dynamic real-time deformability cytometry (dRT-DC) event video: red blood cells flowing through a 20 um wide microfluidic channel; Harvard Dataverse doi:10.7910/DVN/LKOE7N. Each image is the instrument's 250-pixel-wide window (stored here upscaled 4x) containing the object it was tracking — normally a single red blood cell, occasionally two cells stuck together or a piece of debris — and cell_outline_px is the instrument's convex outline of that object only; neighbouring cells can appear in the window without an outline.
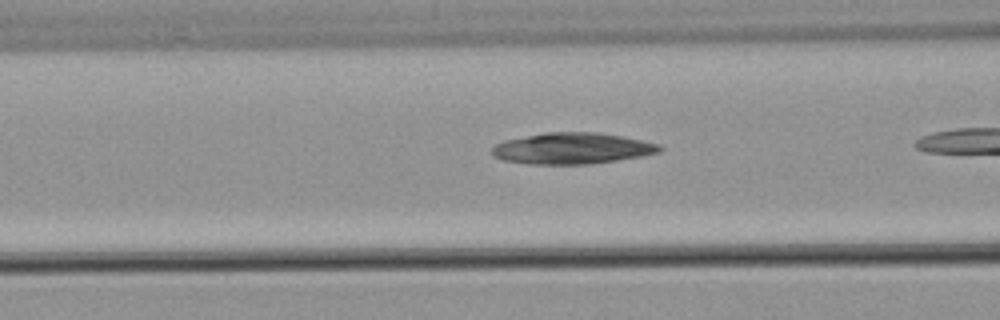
{"species": "common noctule bat (a hibernating species)", "species_latin": "Nyctalus noctula", "temperature_condition": "warm", "stored_images_in_passage": 25, "camera_frame_rate_fps": 3000, "um_per_image_px": 0.085, "animal": {"sex": "male", "body_mass_g": 21.5, "forearm_length_mm": 52.0}, "frame": {"image": 1, "passage_image": 19, "time_ms": 6.0, "image_size_px": [1000, 320], "cell_outline_px": [[664, 148], [660, 152], [640, 156], [616, 160], [588, 164], [532, 164], [504, 160], [492, 156], [492, 148], [496, 144], [504, 140], [544, 132], [596, 132], [620, 136], [660, 144]], "centroid_in_image_um": [48.62, 12.61], "position_along_channel_um": 118.0, "area_um2": 30.35}}
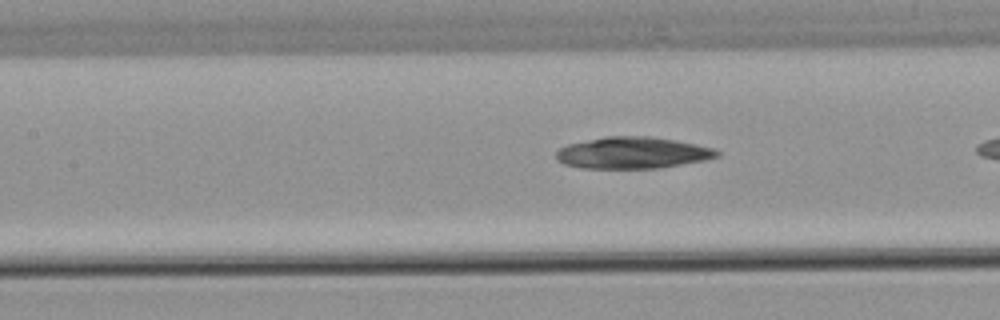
{"frame": {"image": 2, "passage_image": 22, "time_ms": 7.0, "image_size_px": [1000, 320], "cell_outline_px": [[720, 156], [704, 160], [656, 168], [580, 168], [564, 164], [556, 160], [556, 152], [560, 148], [568, 144], [604, 136], [648, 136], [676, 140], [716, 148], [720, 152]], "centroid_in_image_um": [53.76, 12.98], "position_along_channel_um": 153.6, "area_um2": 29.65}}